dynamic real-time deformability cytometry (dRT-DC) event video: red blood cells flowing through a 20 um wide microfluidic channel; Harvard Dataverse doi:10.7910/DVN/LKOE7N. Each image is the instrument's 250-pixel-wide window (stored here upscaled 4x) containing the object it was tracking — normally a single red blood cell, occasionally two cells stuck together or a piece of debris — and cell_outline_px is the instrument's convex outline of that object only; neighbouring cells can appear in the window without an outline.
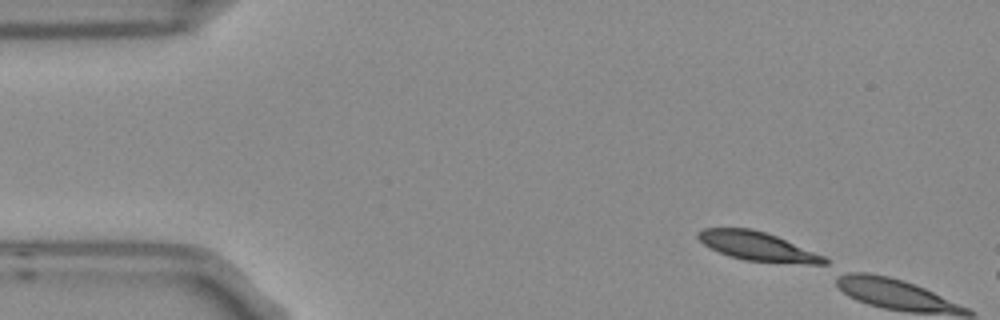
{"species": "Egyptian fruit bat (a non-hibernating species)", "species_latin": "Rousettus aegyptiacus", "temperature_condition": "room temperature", "stored_images_in_passage": 2, "camera_frame_rate_fps": 3000, "um_per_image_px": 0.085, "frame": {"image": 1, "passage_image": 1, "time_ms": 0.0, "image_size_px": [1000, 320], "cell_outline_px": [[828, 268], [744, 260], [728, 256], [704, 244], [696, 236], [696, 232], [704, 228], [752, 228], [776, 236], [824, 256], [828, 260]], "centroid_in_image_um": [64.53, 21.0], "position_along_channel_um": 20.5, "area_um2": 21.91}}